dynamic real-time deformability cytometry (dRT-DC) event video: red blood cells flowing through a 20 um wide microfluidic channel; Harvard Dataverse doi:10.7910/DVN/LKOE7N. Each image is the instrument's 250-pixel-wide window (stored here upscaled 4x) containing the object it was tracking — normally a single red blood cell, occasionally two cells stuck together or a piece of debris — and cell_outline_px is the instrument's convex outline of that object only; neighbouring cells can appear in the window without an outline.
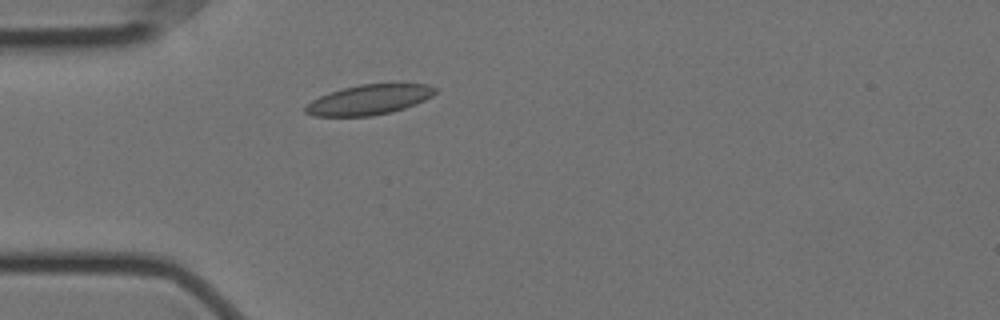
{"species": "Egyptian fruit bat (a non-hibernating species)", "species_latin": "Rousettus aegyptiacus", "temperature_condition": "cold", "stored_images_in_passage": 3, "camera_frame_rate_fps": 3000, "um_per_image_px": 0.085, "animal": {"sex": "female"}, "frame": {"image": 1, "passage_image": 3, "time_ms": 0.667, "image_size_px": [1000, 320], "cell_outline_px": [[440, 88], [432, 96], [416, 104], [392, 112], [372, 116], [312, 116], [304, 112], [304, 104], [320, 96], [344, 88], [360, 84], [428, 84]], "centroid_in_image_um": [31.38, 8.48], "position_along_channel_um": 53.6, "area_um2": 22.77}}